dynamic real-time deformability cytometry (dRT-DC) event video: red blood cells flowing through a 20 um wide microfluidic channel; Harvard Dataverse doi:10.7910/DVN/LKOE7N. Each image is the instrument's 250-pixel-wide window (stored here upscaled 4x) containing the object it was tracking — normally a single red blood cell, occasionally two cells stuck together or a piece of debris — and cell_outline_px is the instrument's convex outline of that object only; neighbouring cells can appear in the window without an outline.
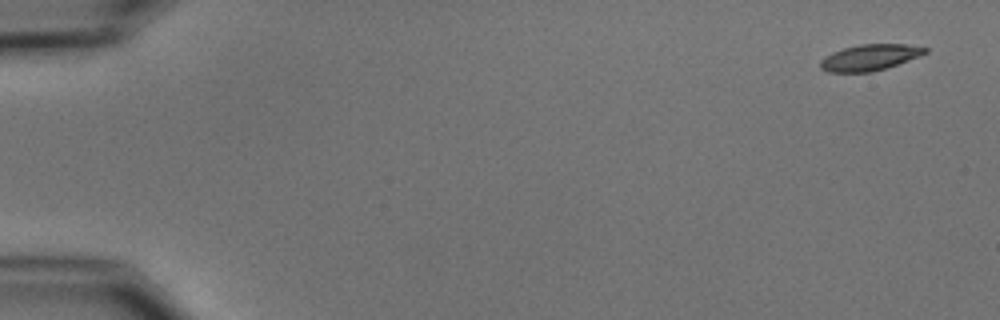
{"species": "common noctule bat (a hibernating species)", "species_latin": "Nyctalus noctula", "temperature_condition": "cold", "stored_images_in_passage": 53, "camera_frame_rate_fps": 3000, "um_per_image_px": 0.085, "animal": {"sex": "male", "body_mass_g": 15.6}, "frame": {"image": 1, "passage_image": 1, "time_ms": 0.0, "image_size_px": [1000, 320], "cell_outline_px": [[928, 52], [896, 64], [872, 72], [828, 72], [820, 68], [820, 60], [824, 56], [832, 52], [844, 48], [860, 44], [904, 44], [928, 48]], "centroid_in_image_um": [73.87, 4.88], "position_along_channel_um": 11.1, "area_um2": 15.72}}
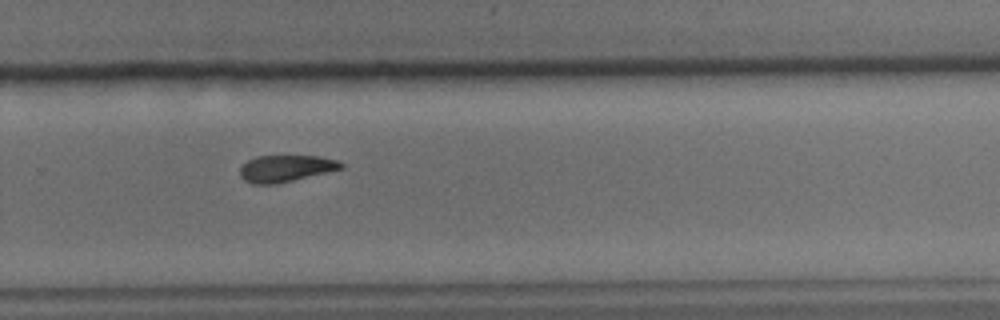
{"frame": {"image": 2, "passage_image": 36, "time_ms": 11.667, "image_size_px": [1000, 320], "cell_outline_px": [[344, 168], [276, 184], [252, 184], [244, 180], [240, 176], [240, 168], [248, 160], [256, 156], [316, 156], [336, 160], [344, 164]], "centroid_in_image_um": [24.27, 14.32], "position_along_channel_um": 305.5, "area_um2": 15.61}}
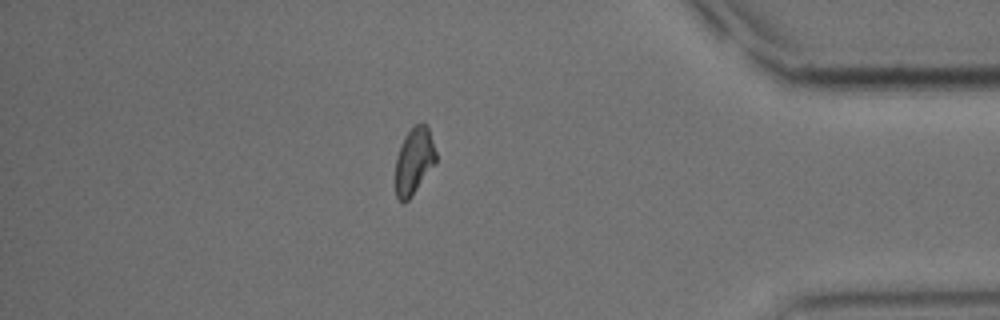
{"frame": {"image": 3, "passage_image": 46, "time_ms": 15.0, "image_size_px": [1000, 320], "cell_outline_px": [[436, 164], [412, 196], [404, 204], [396, 196], [396, 156], [400, 144], [412, 124], [428, 124], [436, 152]], "centroid_in_image_um": [35.21, 13.66], "position_along_channel_um": 400.0, "area_um2": 16.07}, "authors_computed_cell_mechanics": {"area_um2": 16.762, "velocity_mm_per_s": 3.7289, "shape_relaxation_time_tau1_ms": 4.8854, "shape_relaxation_time_tau2_ms": null, "deformation_change_tau1": 0.1436, "deformation_change_tau2": null}}